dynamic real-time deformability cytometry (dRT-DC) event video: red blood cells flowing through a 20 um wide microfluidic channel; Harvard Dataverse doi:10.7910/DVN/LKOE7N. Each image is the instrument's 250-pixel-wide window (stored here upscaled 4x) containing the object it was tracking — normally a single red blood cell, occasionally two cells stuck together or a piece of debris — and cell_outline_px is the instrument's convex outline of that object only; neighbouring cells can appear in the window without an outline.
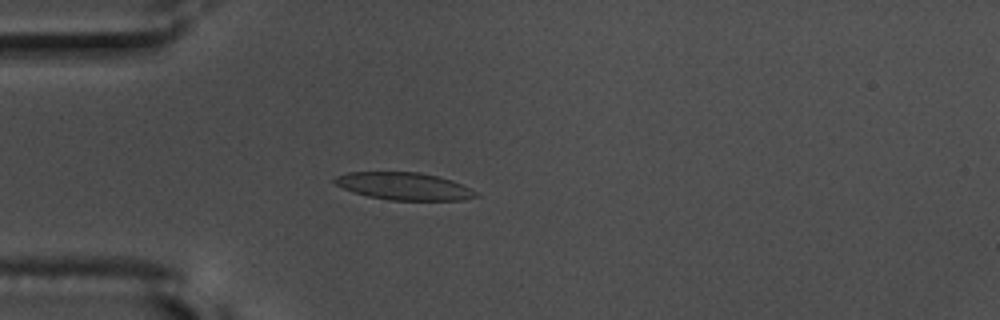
{"species": "common noctule bat (a hibernating species)", "species_latin": "Nyctalus noctula", "temperature_condition": "warm", "stored_images_in_passage": 57, "camera_frame_rate_fps": 3000, "um_per_image_px": 0.085, "animal": {"sex": "male", "body_mass_g": 17.5, "forearm_length_mm": 52.3}, "frame": {"image": 1, "passage_image": 17, "time_ms": 5.333, "image_size_px": [1000, 320], "cell_outline_px": [[480, 196], [464, 200], [388, 200], [368, 196], [344, 188], [336, 184], [332, 180], [336, 176], [348, 172], [420, 172], [452, 180], [476, 192]], "centroid_in_image_um": [34.35, 15.83], "position_along_channel_um": 50.7, "area_um2": 22.37}}
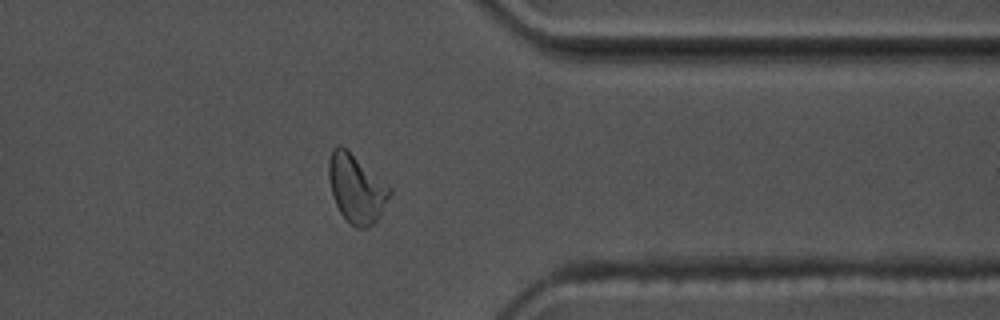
{"frame": {"image": 2, "passage_image": 46, "time_ms": 15.0, "image_size_px": [1000, 320], "cell_outline_px": [[392, 192], [380, 216], [368, 228], [356, 228], [348, 224], [340, 212], [332, 196], [328, 176], [328, 160], [332, 148], [336, 144], [340, 144], [392, 188]], "centroid_in_image_um": [30.27, 16.04], "position_along_channel_um": 381.1, "area_um2": 24.33}}
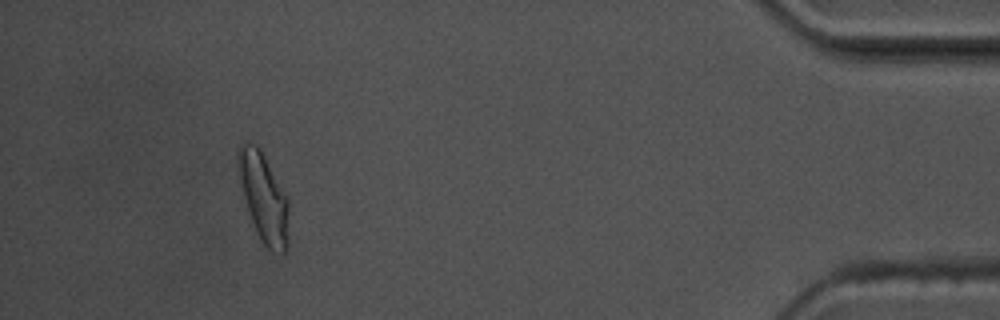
{"frame": {"image": 3, "passage_image": 53, "time_ms": 17.333, "image_size_px": [1000, 320], "cell_outline_px": [[288, 244], [284, 252], [272, 252], [264, 244], [256, 232], [244, 196], [236, 164], [236, 152], [240, 144], [244, 140], [256, 144], [260, 148], [288, 196]], "centroid_in_image_um": [22.41, 16.72], "position_along_channel_um": 412.8, "area_um2": 26.36}, "authors_computed_cell_mechanics": {"area_um2": 22.8888, "velocity_mm_per_s": 3.6322, "shape_relaxation_time_tau1_ms": null, "shape_relaxation_time_tau2_ms": 2.1779, "deformation_change_tau1": null, "deformation_change_tau2": 0.0952}}